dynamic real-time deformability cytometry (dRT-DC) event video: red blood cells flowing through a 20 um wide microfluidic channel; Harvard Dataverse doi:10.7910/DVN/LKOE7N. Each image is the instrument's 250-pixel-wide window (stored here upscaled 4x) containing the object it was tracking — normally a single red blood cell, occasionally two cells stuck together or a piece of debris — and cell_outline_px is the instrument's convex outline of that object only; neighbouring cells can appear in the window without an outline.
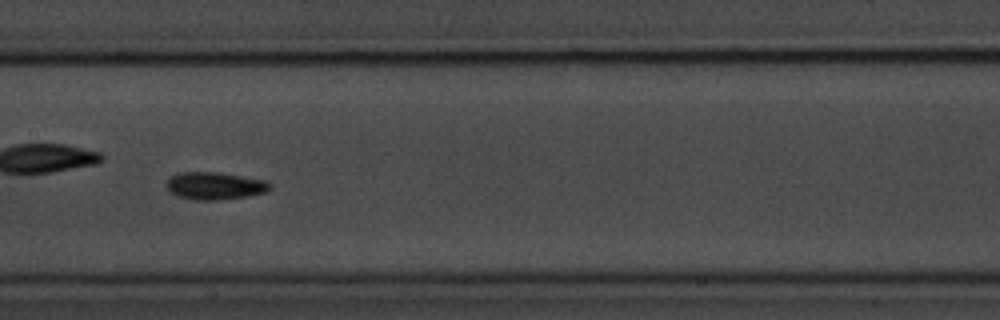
{"species": "common noctule bat (a hibernating species)", "species_latin": "Nyctalus noctula", "temperature_condition": "room temperature", "stored_images_in_passage": 42, "camera_frame_rate_fps": 3000, "um_per_image_px": 0.085, "animal": {"sex": "male", "body_mass_g": 20.1, "forearm_length_mm": 53.5}, "frame": {"image": 1, "passage_image": 13, "time_ms": 4.0, "image_size_px": [1000, 320], "cell_outline_px": [[272, 188], [264, 192], [248, 196], [220, 200], [192, 200], [176, 196], [168, 192], [164, 184], [172, 176], [180, 172], [220, 172], [268, 180], [272, 184]], "centroid_in_image_um": [18.25, 15.79], "position_along_channel_um": 189.1, "area_um2": 16.99}, "authors_computed_cell_mechanics": {"area_um2": 14.9124, "velocity_mm_per_s": 3.6812, "shape_relaxation_time_tau1_ms": 1.9398, "shape_relaxation_time_tau2_ms": 5.4984, "deformation_change_tau1": 0.1152, "deformation_change_tau2": 0.0998}}